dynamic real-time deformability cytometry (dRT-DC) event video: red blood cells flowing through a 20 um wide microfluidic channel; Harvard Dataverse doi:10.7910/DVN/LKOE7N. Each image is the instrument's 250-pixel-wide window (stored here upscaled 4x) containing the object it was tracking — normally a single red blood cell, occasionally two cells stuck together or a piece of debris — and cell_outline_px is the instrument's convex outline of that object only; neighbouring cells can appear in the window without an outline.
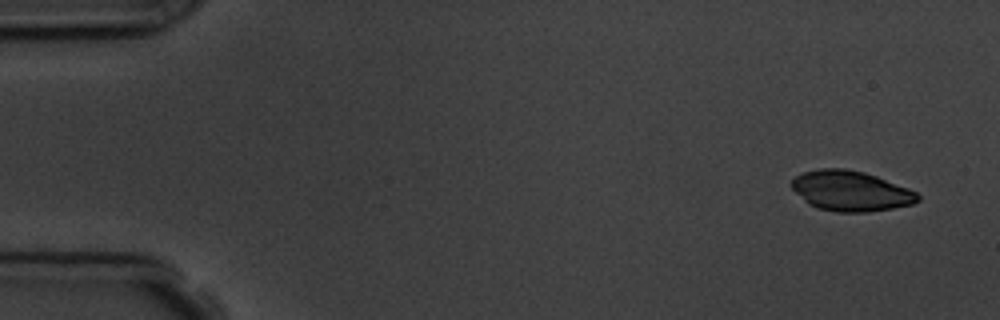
{"species": "common noctule bat (a hibernating species)", "species_latin": "Nyctalus noctula", "temperature_condition": "room temperature", "stored_images_in_passage": 5, "camera_frame_rate_fps": 3000, "um_per_image_px": 0.085, "animal": {"sex": "male", "body_mass_g": 19.5, "forearm_length_mm": 54.6}, "frame": {"image": 1, "passage_image": 1, "time_ms": 0.0, "image_size_px": [1000, 320], "cell_outline_px": [[920, 200], [912, 204], [892, 208], [864, 212], [836, 212], [816, 208], [808, 204], [788, 184], [796, 176], [804, 172], [820, 168], [844, 168], [864, 172], [876, 176], [908, 188], [916, 192], [920, 196]], "centroid_in_image_um": [72.29, 16.23], "position_along_channel_um": 12.7, "area_um2": 29.54}}